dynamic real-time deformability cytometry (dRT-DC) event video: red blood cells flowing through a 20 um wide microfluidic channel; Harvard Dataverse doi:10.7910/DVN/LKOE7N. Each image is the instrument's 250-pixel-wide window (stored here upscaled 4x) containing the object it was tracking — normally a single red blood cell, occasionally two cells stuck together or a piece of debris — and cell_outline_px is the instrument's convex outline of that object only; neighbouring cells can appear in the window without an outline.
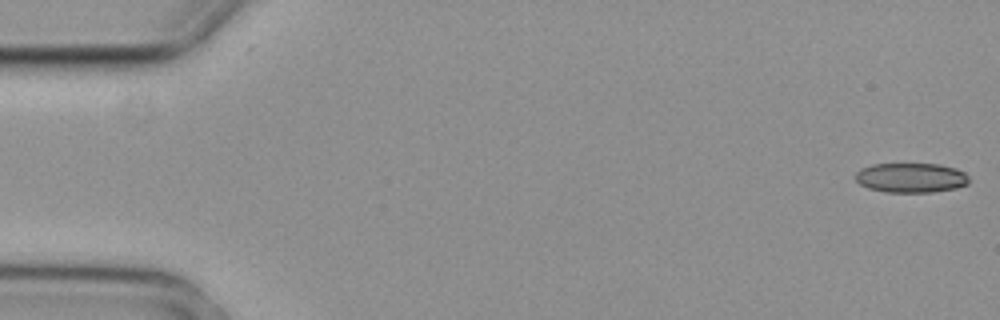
{"species": "common noctule bat (a hibernating species)", "species_latin": "Nyctalus noctula", "temperature_condition": "cold", "stored_images_in_passage": 6, "camera_frame_rate_fps": 3000, "um_per_image_px": 0.085, "animal": {"sex": "female", "body_mass_g": 29.2, "forearm_length_mm": 56.3}, "frame": {"image": 1, "passage_image": 1, "time_ms": 0.0, "image_size_px": [1000, 320], "cell_outline_px": [[968, 184], [956, 188], [932, 192], [884, 192], [868, 188], [860, 184], [856, 180], [856, 172], [860, 168], [872, 164], [940, 164], [956, 168], [964, 172], [968, 176]], "centroid_in_image_um": [77.43, 15.1], "position_along_channel_um": 7.6, "area_um2": 19.71}}